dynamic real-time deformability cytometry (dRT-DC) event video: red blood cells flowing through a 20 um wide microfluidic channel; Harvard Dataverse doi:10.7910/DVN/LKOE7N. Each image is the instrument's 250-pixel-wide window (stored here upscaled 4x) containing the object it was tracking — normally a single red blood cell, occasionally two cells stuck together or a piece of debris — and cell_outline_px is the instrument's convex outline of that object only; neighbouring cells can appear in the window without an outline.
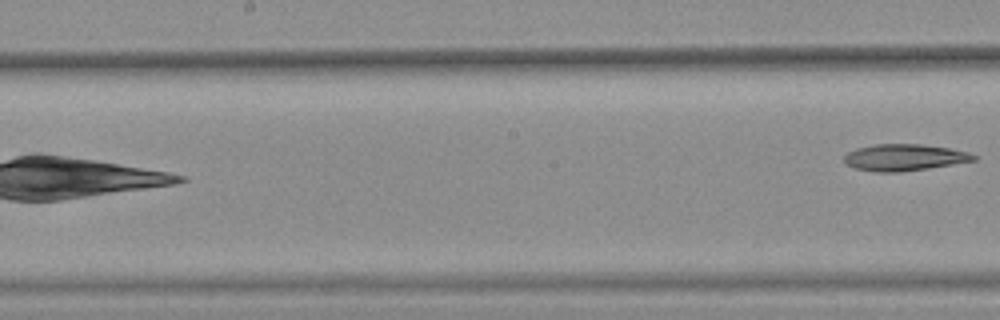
{"species": "common noctule bat (a hibernating species)", "species_latin": "Nyctalus noctula", "temperature_condition": "warm", "stored_images_in_passage": 8, "camera_frame_rate_fps": 3000, "um_per_image_px": 0.085, "animal": {"sex": "female", "body_mass_g": 25.1}, "frame": {"image": 1, "passage_image": 8, "time_ms": 2.333, "image_size_px": [1000, 320], "cell_outline_px": [[980, 156], [976, 160], [928, 168], [900, 172], [876, 172], [856, 168], [848, 164], [844, 160], [844, 156], [848, 152], [856, 148], [876, 144], [920, 144], [948, 148], [968, 152]], "centroid_in_image_um": [76.89, 13.38], "position_along_channel_um": 171.3, "area_um2": 19.94}}